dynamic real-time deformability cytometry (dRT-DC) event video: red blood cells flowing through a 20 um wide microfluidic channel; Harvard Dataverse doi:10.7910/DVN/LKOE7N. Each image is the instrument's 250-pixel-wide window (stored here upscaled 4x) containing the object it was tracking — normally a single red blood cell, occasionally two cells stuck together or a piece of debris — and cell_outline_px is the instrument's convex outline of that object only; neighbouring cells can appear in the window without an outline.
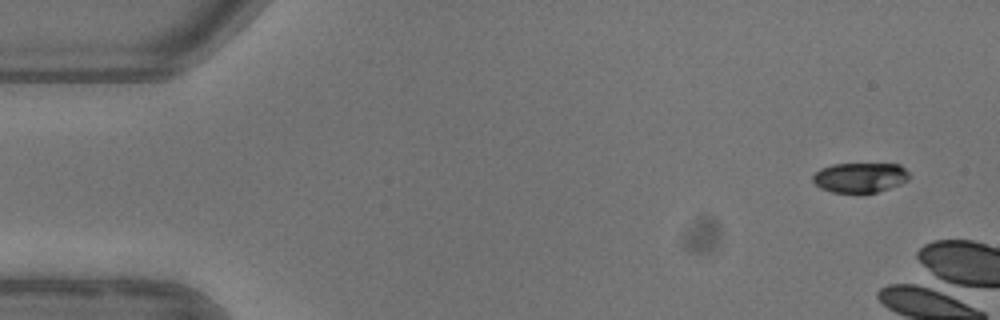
{"species": "common noctule bat (a hibernating species)", "species_latin": "Nyctalus noctula", "temperature_condition": "warm", "stored_images_in_passage": 4, "segment_of_instrument_passage": [2, 2], "camera_frame_rate_fps": 3000, "um_per_image_px": 0.085, "animal": {"sex": "female"}, "frame": {"image": 1, "passage_image": 4, "time_ms": 3.667, "image_size_px": [1000, 320], "cell_outline_px": [[908, 180], [900, 184], [876, 192], [832, 192], [820, 188], [812, 180], [812, 176], [820, 168], [832, 164], [900, 164], [908, 172]], "centroid_in_image_um": [73.08, 15.08], "position_along_channel_um": 11.9, "area_um2": 16.65}}